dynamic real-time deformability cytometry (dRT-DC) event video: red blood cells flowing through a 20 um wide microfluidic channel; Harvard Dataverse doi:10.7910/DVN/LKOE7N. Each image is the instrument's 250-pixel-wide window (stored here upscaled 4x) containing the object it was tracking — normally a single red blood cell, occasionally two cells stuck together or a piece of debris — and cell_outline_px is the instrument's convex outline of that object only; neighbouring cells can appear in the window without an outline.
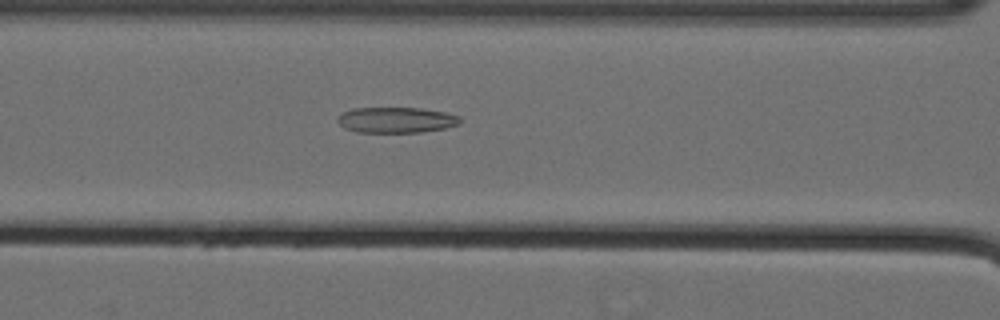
{"species": "Egyptian fruit bat (a non-hibernating species)", "species_latin": "Rousettus aegyptiacus", "temperature_condition": "cold", "stored_images_in_passage": 45, "camera_frame_rate_fps": 3000, "um_per_image_px": 0.085, "animal": {"sex": "female"}, "frame": {"image": 1, "passage_image": 14, "time_ms": 4.333, "image_size_px": [1000, 320], "cell_outline_px": [[460, 124], [444, 128], [420, 132], [356, 132], [344, 128], [336, 120], [344, 112], [352, 108], [420, 108], [448, 112], [460, 116]], "centroid_in_image_um": [33.7, 10.19], "position_along_channel_um": 132.9, "area_um2": 18.32}}
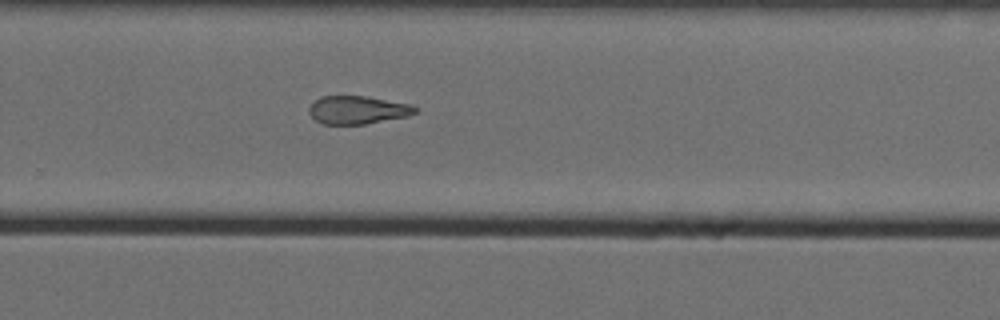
{"frame": {"image": 2, "passage_image": 28, "time_ms": 9.0, "image_size_px": [1000, 320], "cell_outline_px": [[420, 108], [416, 112], [408, 116], [364, 124], [324, 124], [316, 120], [308, 112], [308, 108], [320, 96], [368, 96], [412, 104]], "centroid_in_image_um": [30.44, 9.33], "position_along_channel_um": 299.4, "area_um2": 17.46}}
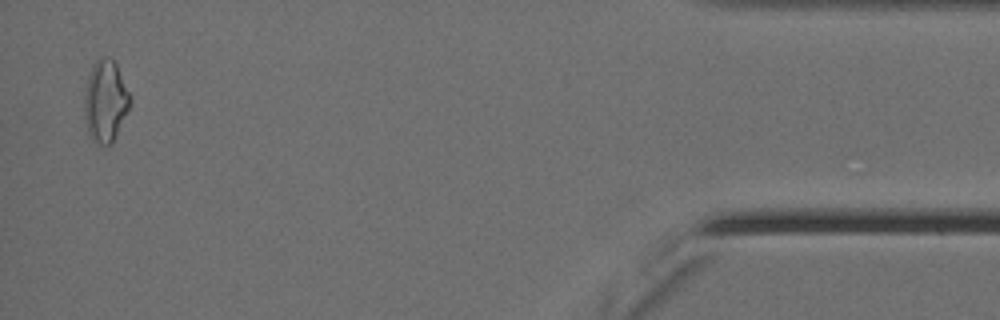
{"frame": {"image": 3, "passage_image": 44, "time_ms": 14.333, "image_size_px": [1000, 320], "cell_outline_px": [[132, 100], [112, 144], [96, 144], [92, 140], [88, 132], [84, 120], [84, 96], [88, 76], [92, 64], [100, 56], [104, 56], [112, 60], [116, 64], [132, 96]], "centroid_in_image_um": [8.95, 8.59], "position_along_channel_um": 426.2, "area_um2": 21.96}, "authors_computed_cell_mechanics": {"area_um2": 18.785, "velocity_mm_per_s": 3.5892, "shape_relaxation_time_tau1_ms": null, "shape_relaxation_time_tau2_ms": 7.2445, "deformation_change_tau1": null, "deformation_change_tau2": 0.1868}}